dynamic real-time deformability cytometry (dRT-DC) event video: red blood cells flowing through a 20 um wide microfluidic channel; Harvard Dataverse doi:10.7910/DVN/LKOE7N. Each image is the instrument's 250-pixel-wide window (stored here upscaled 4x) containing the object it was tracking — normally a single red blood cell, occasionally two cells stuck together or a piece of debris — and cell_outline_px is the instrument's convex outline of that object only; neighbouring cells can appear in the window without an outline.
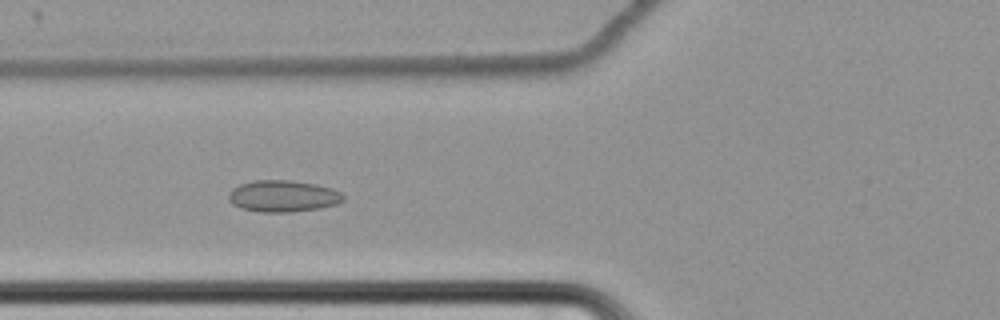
{"species": "common noctule bat (a hibernating species)", "species_latin": "Nyctalus noctula", "temperature_condition": "cold", "stored_images_in_passage": 53, "camera_frame_rate_fps": 3000, "um_per_image_px": 0.085, "animal": {"sex": "female", "body_mass_g": 22.7, "forearm_length_mm": 54.2}, "frame": {"image": 1, "passage_image": 16, "time_ms": 5.0, "image_size_px": [1000, 320], "cell_outline_px": [[344, 200], [336, 204], [320, 208], [288, 212], [260, 212], [240, 208], [232, 204], [228, 200], [228, 192], [232, 188], [240, 184], [252, 180], [288, 180], [316, 184], [332, 188], [340, 192], [344, 196]], "centroid_in_image_um": [24.02, 16.66], "position_along_channel_um": 101.8, "area_um2": 21.27}}
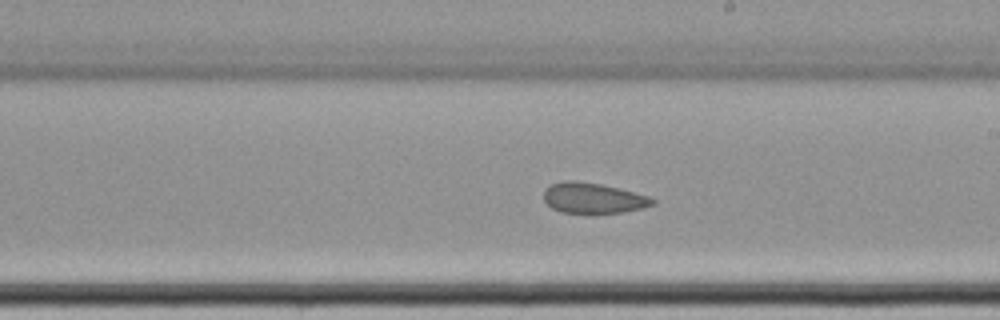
{"frame": {"image": 2, "passage_image": 28, "time_ms": 9.0, "image_size_px": [1000, 320], "cell_outline_px": [[656, 204], [640, 208], [620, 212], [560, 212], [552, 208], [544, 200], [544, 188], [552, 184], [564, 180], [572, 180], [600, 184], [648, 196], [656, 200]], "centroid_in_image_um": [50.38, 16.82], "position_along_channel_um": 238.6, "area_um2": 18.9}}
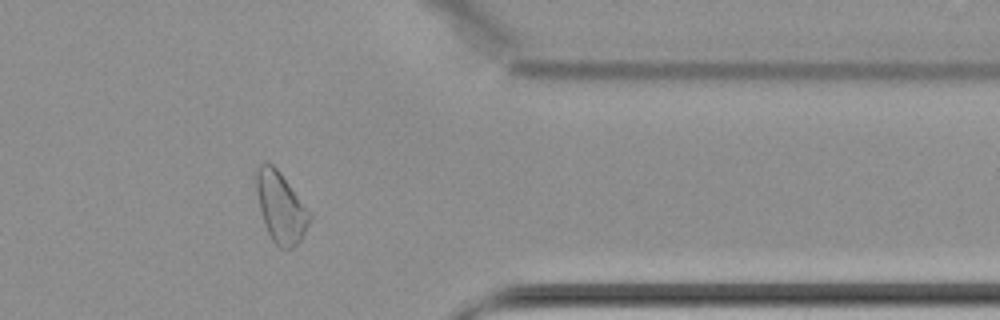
{"frame": {"image": 3, "passage_image": 42, "time_ms": 13.667, "image_size_px": [1000, 320], "cell_outline_px": [[312, 220], [300, 240], [292, 248], [280, 248], [272, 240], [264, 224], [256, 192], [256, 168], [264, 160], [272, 164], [280, 172], [312, 212]], "centroid_in_image_um": [23.88, 17.6], "position_along_channel_um": 387.5, "area_um2": 22.14}, "authors_computed_cell_mechanics": {"area_um2": 21.2704, "velocity_mm_per_s": 3.4254, "shape_relaxation_time_tau1_ms": null, "shape_relaxation_time_tau2_ms": 4.1849, "deformation_change_tau1": null, "deformation_change_tau2": 0.0844}}